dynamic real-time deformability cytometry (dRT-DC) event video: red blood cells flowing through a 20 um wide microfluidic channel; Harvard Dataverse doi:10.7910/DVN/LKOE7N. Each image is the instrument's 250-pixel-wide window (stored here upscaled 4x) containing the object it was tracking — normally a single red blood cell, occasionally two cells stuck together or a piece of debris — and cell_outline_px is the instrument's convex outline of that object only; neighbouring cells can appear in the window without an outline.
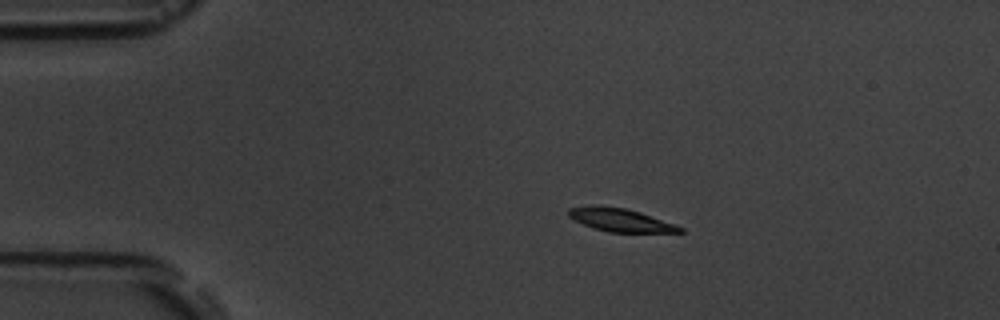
{"species": "common noctule bat (a hibernating species)", "species_latin": "Nyctalus noctula", "temperature_condition": "room temperature", "stored_images_in_passage": 7, "camera_frame_rate_fps": 3000, "um_per_image_px": 0.085, "animal": {"sex": "male", "body_mass_g": 19.5, "forearm_length_mm": 54.6}, "frame": {"image": 1, "passage_image": 3, "time_ms": 2.333, "image_size_px": [1000, 320], "cell_outline_px": [[684, 232], [608, 232], [592, 228], [568, 216], [568, 208], [592, 204], [624, 208], [640, 212], [676, 224], [684, 228]], "centroid_in_image_um": [52.73, 18.69], "position_along_channel_um": 32.3, "area_um2": 15.09}}
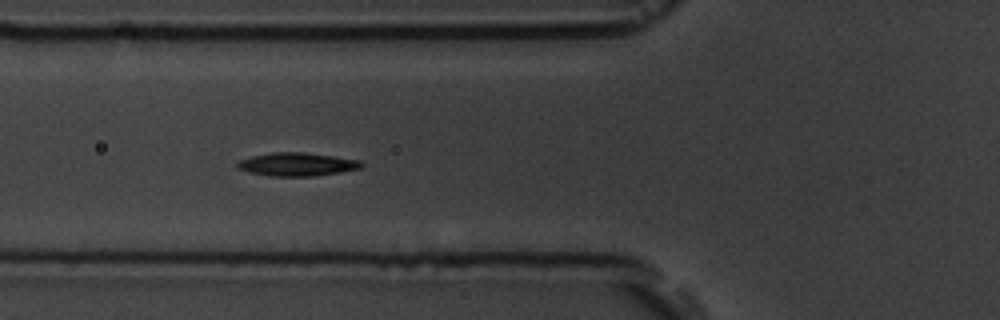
{"frame": {"image": 2, "passage_image": 6, "time_ms": 5.667, "image_size_px": [1000, 320], "cell_outline_px": [[364, 164], [360, 168], [340, 172], [316, 176], [272, 176], [248, 172], [236, 168], [236, 164], [240, 160], [252, 156], [272, 152], [304, 152], [360, 160]], "centroid_in_image_um": [25.23, 13.97], "position_along_channel_um": 100.6, "area_um2": 16.82}}
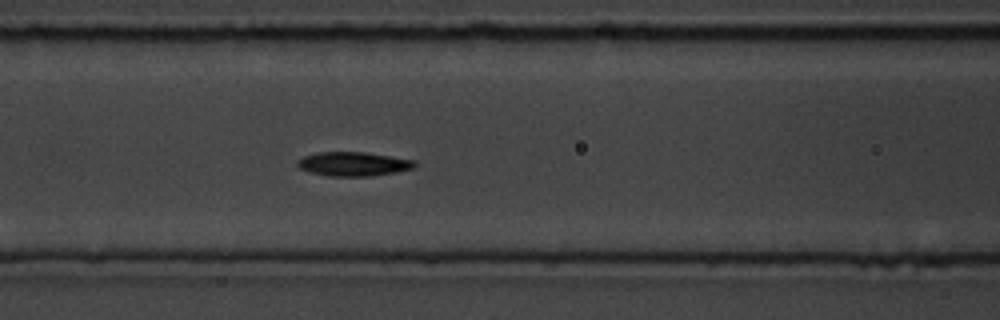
{"frame": {"image": 3, "passage_image": 7, "time_ms": 6.667, "image_size_px": [1000, 320], "cell_outline_px": [[416, 164], [412, 168], [396, 172], [372, 176], [328, 176], [308, 172], [300, 168], [296, 164], [296, 160], [304, 156], [316, 152], [364, 152], [416, 160]], "centroid_in_image_um": [30.0, 13.93], "position_along_channel_um": 136.6, "area_um2": 16.53}}